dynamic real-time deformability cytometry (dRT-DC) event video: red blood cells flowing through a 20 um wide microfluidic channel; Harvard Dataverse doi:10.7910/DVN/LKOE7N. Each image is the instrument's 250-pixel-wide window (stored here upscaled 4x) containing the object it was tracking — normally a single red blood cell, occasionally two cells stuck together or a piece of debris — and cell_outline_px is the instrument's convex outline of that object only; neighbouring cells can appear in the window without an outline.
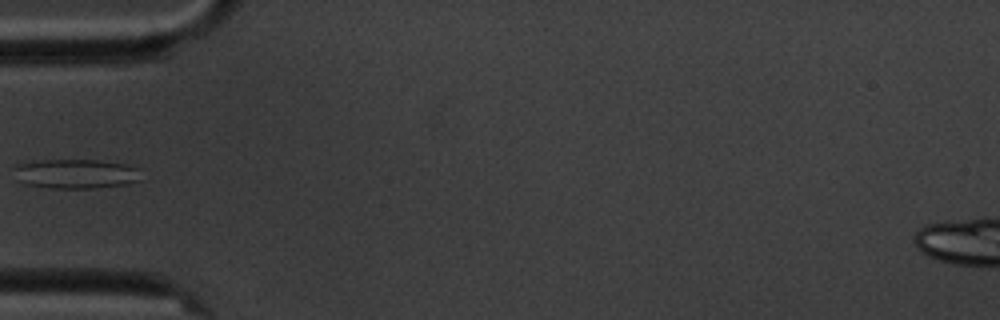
{"species": "common noctule bat (a hibernating species)", "species_latin": "Nyctalus noctula", "temperature_condition": "cold", "stored_images_in_passage": 3, "camera_frame_rate_fps": 3000, "um_per_image_px": 0.085, "animal": {"sex": "male", "body_mass_g": 20.1, "forearm_length_mm": 53.5}, "frame": {"image": 1, "passage_image": 3, "time_ms": 3.333, "image_size_px": [1000, 320], "cell_outline_px": [[140, 180], [124, 184], [92, 188], [52, 188], [28, 184], [16, 180], [12, 168], [16, 164], [32, 160], [96, 160], [128, 164], [140, 168]], "centroid_in_image_um": [6.4, 14.75], "position_along_channel_um": 78.6, "area_um2": 22.08}}